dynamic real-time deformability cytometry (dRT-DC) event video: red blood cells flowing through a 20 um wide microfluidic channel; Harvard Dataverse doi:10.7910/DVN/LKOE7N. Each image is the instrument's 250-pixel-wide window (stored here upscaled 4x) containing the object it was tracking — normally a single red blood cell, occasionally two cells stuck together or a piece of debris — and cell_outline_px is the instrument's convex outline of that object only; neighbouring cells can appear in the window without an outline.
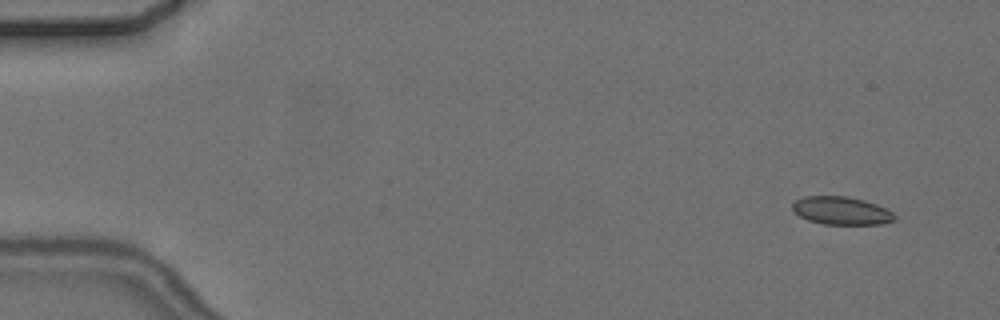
{"species": "common noctule bat (a hibernating species)", "species_latin": "Nyctalus noctula", "temperature_condition": "cold", "stored_images_in_passage": 8, "camera_frame_rate_fps": 3000, "um_per_image_px": 0.085, "animal": {"sex": "female", "body_mass_g": 24.6, "forearm_length_mm": 56.2}, "frame": {"image": 1, "passage_image": 2, "time_ms": 1.0, "image_size_px": [1000, 320], "cell_outline_px": [[896, 220], [884, 224], [824, 224], [808, 220], [800, 216], [792, 208], [792, 204], [796, 200], [804, 196], [848, 196], [864, 200], [888, 208], [896, 216]], "centroid_in_image_um": [71.56, 17.9], "position_along_channel_um": 13.4, "area_um2": 16.76}}
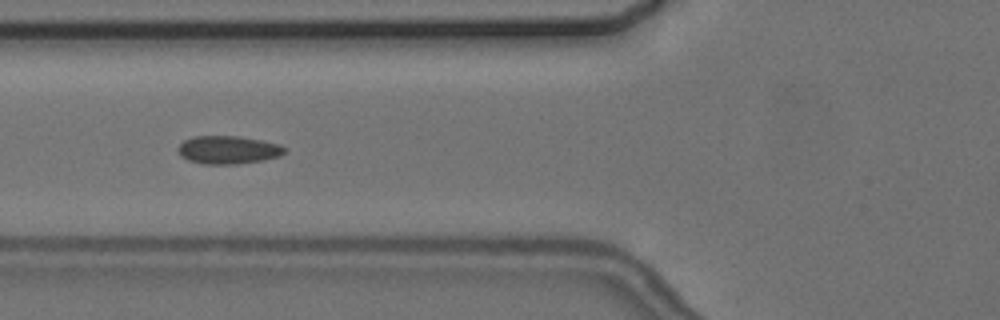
{"frame": {"image": 2, "passage_image": 7, "time_ms": 7.0, "image_size_px": [1000, 320], "cell_outline_px": [[288, 148], [280, 156], [264, 160], [236, 164], [204, 164], [188, 160], [180, 156], [176, 148], [184, 140], [192, 136], [240, 136], [280, 144]], "centroid_in_image_um": [19.38, 12.73], "position_along_channel_um": 106.4, "area_um2": 17.63}}
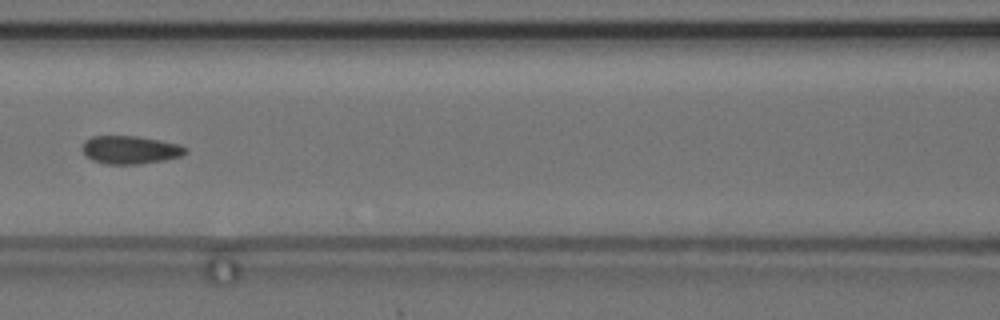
{"frame": {"image": 3, "passage_image": 8, "time_ms": 8.333, "image_size_px": [1000, 320], "cell_outline_px": [[188, 152], [180, 156], [164, 160], [140, 164], [108, 164], [92, 160], [84, 152], [84, 140], [92, 136], [136, 136], [160, 140], [180, 144], [188, 148]], "centroid_in_image_um": [11.12, 12.73], "position_along_channel_um": 155.5, "area_um2": 16.82}}